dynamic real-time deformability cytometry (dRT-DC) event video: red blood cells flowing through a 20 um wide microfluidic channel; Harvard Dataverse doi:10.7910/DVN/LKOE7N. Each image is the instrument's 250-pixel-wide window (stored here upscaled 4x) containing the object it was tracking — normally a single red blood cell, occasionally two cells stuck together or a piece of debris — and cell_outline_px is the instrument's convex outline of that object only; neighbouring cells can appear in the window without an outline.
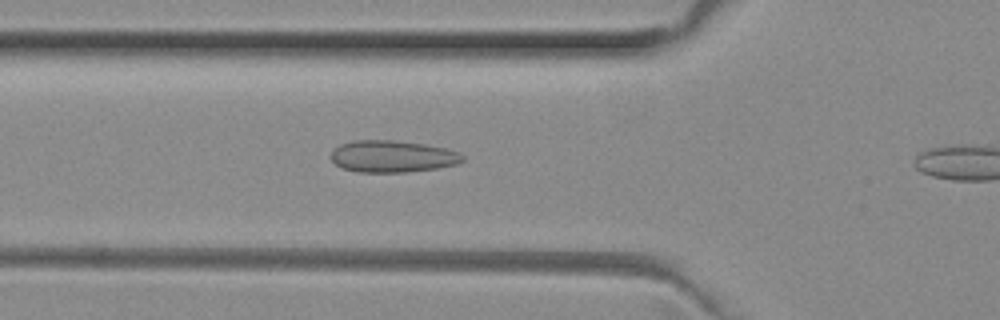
{"species": "common noctule bat (a hibernating species)", "species_latin": "Nyctalus noctula", "temperature_condition": "room temperature", "stored_images_in_passage": 11, "camera_frame_rate_fps": 3000, "um_per_image_px": 0.085, "animal": {"sex": "female", "body_mass_g": 29.2, "forearm_length_mm": 56.3}, "frame": {"image": 1, "passage_image": 10, "time_ms": 3.0, "image_size_px": [1000, 320], "cell_outline_px": [[464, 160], [456, 164], [436, 168], [404, 172], [356, 172], [340, 168], [332, 160], [332, 152], [340, 144], [352, 140], [392, 140], [424, 144], [448, 148], [460, 152], [464, 156]], "centroid_in_image_um": [33.36, 13.29], "position_along_channel_um": 92.4, "area_um2": 24.51}}